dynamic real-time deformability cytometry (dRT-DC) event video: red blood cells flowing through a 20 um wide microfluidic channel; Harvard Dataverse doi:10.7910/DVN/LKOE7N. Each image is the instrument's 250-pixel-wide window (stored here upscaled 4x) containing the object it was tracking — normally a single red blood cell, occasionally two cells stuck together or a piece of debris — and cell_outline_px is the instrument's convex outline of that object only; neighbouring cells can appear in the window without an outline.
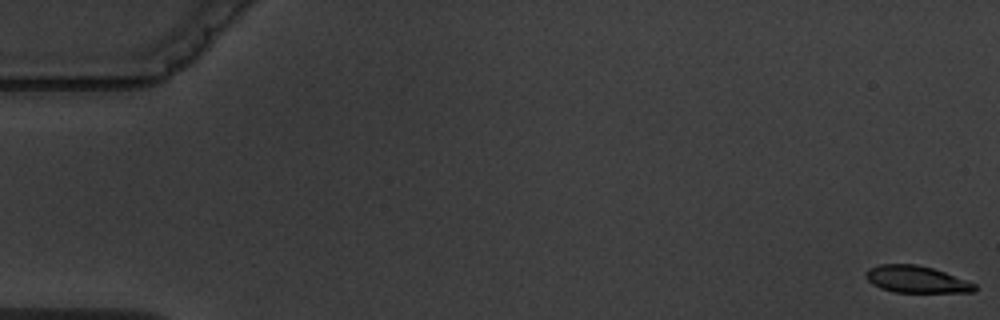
{"species": "common noctule bat (a hibernating species)", "species_latin": "Nyctalus noctula", "temperature_condition": "warm", "stored_images_in_passage": 6, "camera_frame_rate_fps": 3000, "um_per_image_px": 0.085, "animal": {"sex": "male", "body_mass_g": 19.5, "forearm_length_mm": 54.6}, "frame": {"image": 1, "passage_image": 1, "time_ms": 0.0, "image_size_px": [1000, 320], "cell_outline_px": [[976, 288], [972, 292], [896, 292], [880, 288], [872, 284], [864, 276], [864, 272], [868, 268], [880, 264], [916, 264], [932, 268], [944, 272], [976, 284]], "centroid_in_image_um": [77.83, 23.74], "position_along_channel_um": 7.2, "area_um2": 16.99}}